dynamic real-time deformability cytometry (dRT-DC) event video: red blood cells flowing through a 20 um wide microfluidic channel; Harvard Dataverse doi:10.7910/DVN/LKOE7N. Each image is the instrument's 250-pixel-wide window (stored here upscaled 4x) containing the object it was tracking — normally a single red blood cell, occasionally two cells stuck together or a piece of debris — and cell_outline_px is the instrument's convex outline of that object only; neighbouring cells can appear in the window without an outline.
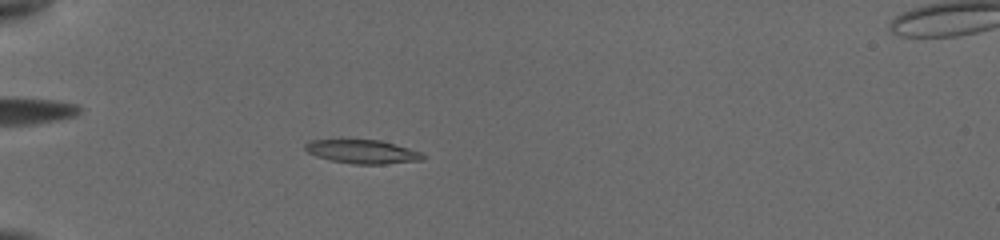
{"species": "common noctule bat (a hibernating species)", "species_latin": "Nyctalus noctula", "temperature_condition": "cold", "stored_images_in_passage": 16, "camera_frame_rate_fps": 3000, "um_per_image_px": 0.085, "animal": {"sex": "female", "body_mass_g": 19.5, "forearm_length_mm": 54.1}, "frame": {"image": 1, "passage_image": 4, "time_ms": 1.667, "image_size_px": [1000, 240], "cell_outline_px": [[428, 156], [424, 160], [384, 164], [352, 164], [332, 160], [316, 156], [308, 152], [304, 148], [304, 144], [312, 140], [380, 140], [396, 144], [420, 152]], "centroid_in_image_um": [30.85, 12.9], "position_along_channel_um": 54.2, "area_um2": 16.24}}
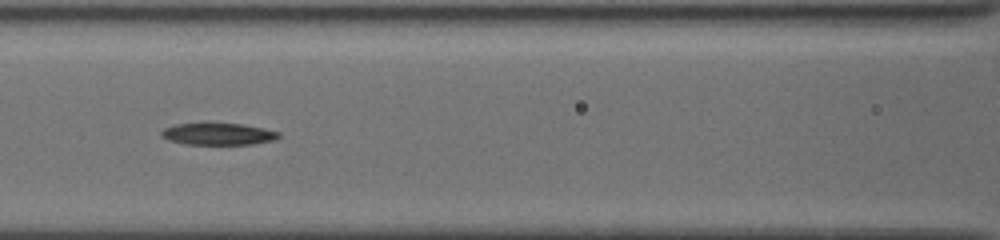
{"frame": {"image": 2, "passage_image": 10, "time_ms": 4.667, "image_size_px": [1000, 240], "cell_outline_px": [[280, 136], [276, 140], [252, 144], [184, 144], [168, 140], [160, 136], [160, 132], [164, 128], [176, 124], [208, 120], [244, 124], [264, 128], [280, 132]], "centroid_in_image_um": [18.51, 11.34], "position_along_channel_um": 148.1, "area_um2": 15.9}}
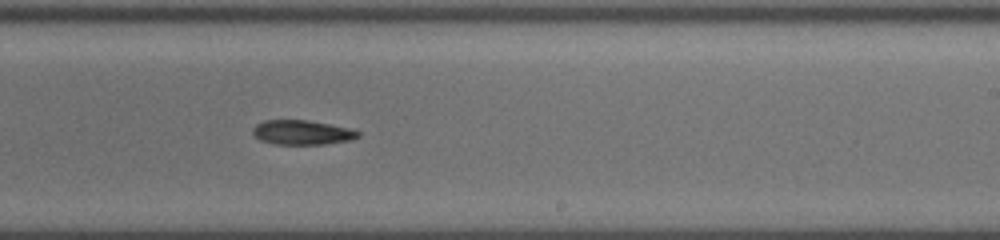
{"frame": {"image": 3, "passage_image": 16, "time_ms": 7.667, "image_size_px": [1000, 240], "cell_outline_px": [[360, 136], [352, 140], [328, 144], [272, 144], [260, 140], [252, 132], [252, 128], [256, 124], [264, 120], [308, 120], [348, 128], [360, 132]], "centroid_in_image_um": [25.67, 11.26], "position_along_channel_um": 263.3, "area_um2": 15.09}}